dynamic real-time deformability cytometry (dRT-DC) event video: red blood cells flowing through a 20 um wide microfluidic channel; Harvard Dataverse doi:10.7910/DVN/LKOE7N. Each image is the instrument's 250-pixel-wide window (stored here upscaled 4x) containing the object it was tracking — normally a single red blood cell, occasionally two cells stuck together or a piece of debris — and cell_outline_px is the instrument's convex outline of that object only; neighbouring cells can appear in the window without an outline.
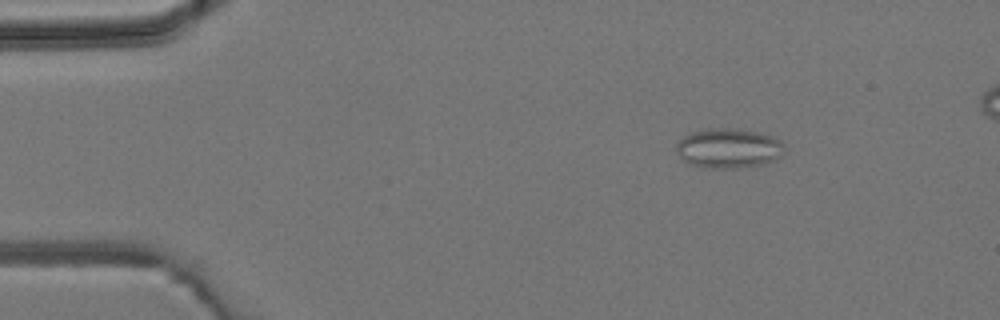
{"species": "common noctule bat (a hibernating species)", "species_latin": "Nyctalus noctula", "temperature_condition": "room temperature", "stored_images_in_passage": 5, "camera_frame_rate_fps": 3000, "um_per_image_px": 0.085, "animal": {"sex": "male", "body_mass_g": 19.2, "forearm_length_mm": 51.8}, "frame": {"image": 1, "passage_image": 2, "time_ms": 1.0, "image_size_px": [1000, 320], "cell_outline_px": [[784, 152], [776, 160], [764, 164], [748, 168], [704, 168], [692, 164], [684, 160], [680, 156], [676, 148], [676, 144], [684, 136], [692, 132], [704, 128], [736, 128], [760, 132], [776, 136], [784, 144]], "centroid_in_image_um": [61.99, 12.6], "position_along_channel_um": 23.0, "area_um2": 25.55}}